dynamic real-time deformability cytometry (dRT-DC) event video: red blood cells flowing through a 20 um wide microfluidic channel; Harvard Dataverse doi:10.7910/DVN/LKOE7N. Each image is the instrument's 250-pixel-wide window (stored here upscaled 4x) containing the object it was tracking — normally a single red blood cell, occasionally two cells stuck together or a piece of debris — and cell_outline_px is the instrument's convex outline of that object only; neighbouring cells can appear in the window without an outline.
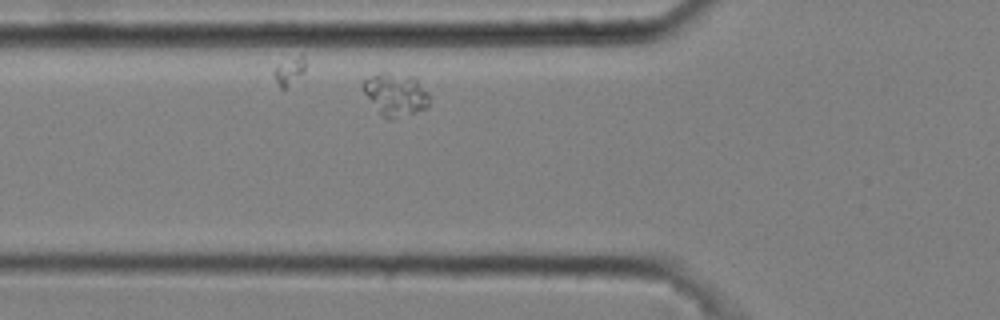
{"species": "common noctule bat (a hibernating species)", "species_latin": "Nyctalus noctula", "temperature_condition": "cold", "stored_images_in_passage": 2, "camera_frame_rate_fps": 3000, "um_per_image_px": 0.085, "animal": {"sex": "male", "body_mass_g": 20.4}, "frame": {"image": 1, "passage_image": 2, "time_ms": 0.333, "image_size_px": [1000, 320], "cell_outline_px": [[428, 104], [424, 108], [392, 120], [384, 116], [380, 112], [360, 88], [360, 84], [364, 80], [380, 72], [388, 72], [412, 76], [428, 92]], "centroid_in_image_um": [33.58, 8.0], "position_along_channel_um": 92.2, "area_um2": 16.13}}